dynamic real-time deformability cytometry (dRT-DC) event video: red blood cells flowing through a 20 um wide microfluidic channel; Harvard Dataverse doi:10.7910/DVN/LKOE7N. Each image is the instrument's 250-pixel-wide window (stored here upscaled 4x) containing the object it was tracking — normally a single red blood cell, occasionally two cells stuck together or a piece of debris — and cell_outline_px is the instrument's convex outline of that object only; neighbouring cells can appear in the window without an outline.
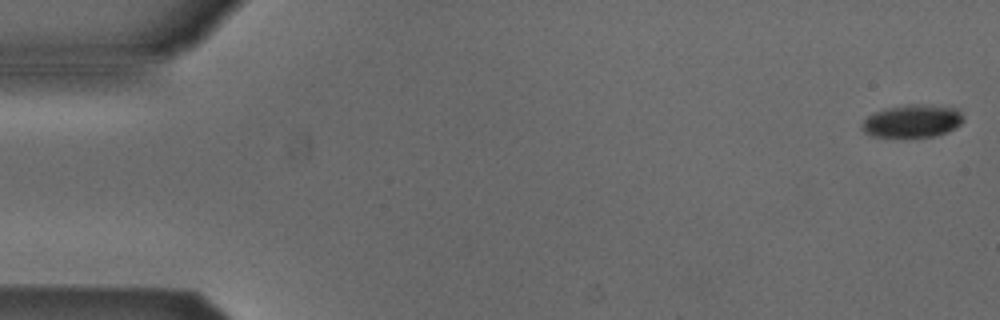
{"species": "Egyptian fruit bat (a non-hibernating species)", "species_latin": "Rousettus aegyptiacus", "temperature_condition": "cold", "stored_images_in_passage": 54, "camera_frame_rate_fps": 3000, "um_per_image_px": 0.085, "animal": {"sex": "male"}, "frame": {"image": 1, "passage_image": 2, "time_ms": 0.333, "image_size_px": [1000, 320], "cell_outline_px": [[964, 120], [960, 124], [936, 136], [872, 136], [864, 132], [864, 120], [868, 116], [884, 108], [912, 104], [920, 104], [956, 108], [964, 116]], "centroid_in_image_um": [77.57, 10.27], "position_along_channel_um": 7.4, "area_um2": 18.84}}
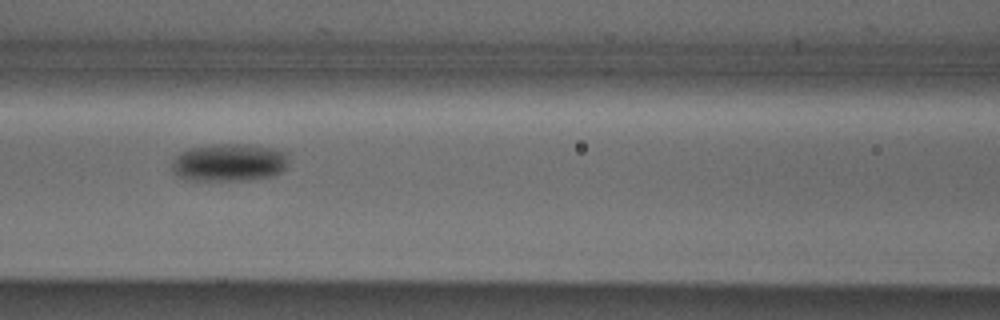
{"frame": {"image": 2, "passage_image": 24, "time_ms": 7.667, "image_size_px": [1000, 320], "cell_outline_px": [[288, 164], [280, 172], [272, 176], [248, 180], [188, 180], [176, 176], [172, 168], [172, 160], [180, 152], [188, 148], [216, 144], [244, 144], [272, 148], [288, 152]], "centroid_in_image_um": [19.47, 13.81], "position_along_channel_um": 147.1, "area_um2": 25.84}}
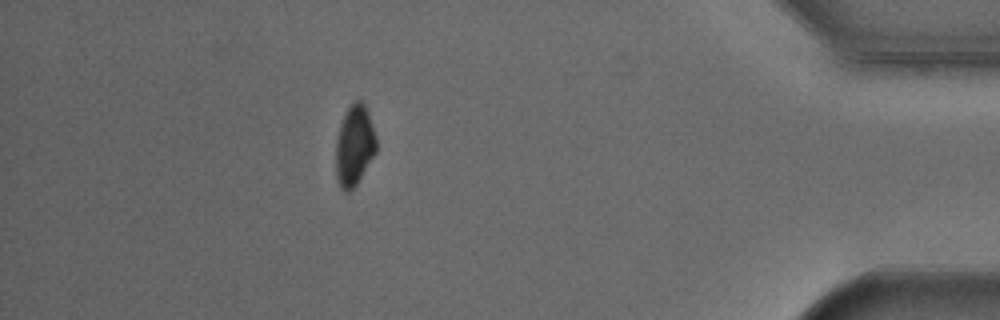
{"frame": {"image": 3, "passage_image": 48, "time_ms": 15.667, "image_size_px": [1000, 320], "cell_outline_px": [[376, 152], [356, 184], [348, 192], [344, 192], [340, 188], [336, 180], [336, 140], [340, 124], [344, 112], [352, 100], [360, 100], [364, 104], [368, 112], [376, 136]], "centroid_in_image_um": [30.1, 12.34], "position_along_channel_um": 405.1, "area_um2": 19.13}, "authors_computed_cell_mechanics": {"area_um2": 21.2993, "velocity_mm_per_s": 3.858, "shape_relaxation_time_tau1_ms": 3.8172, "shape_relaxation_time_tau2_ms": null, "deformation_change_tau1": 0.1003, "deformation_change_tau2": null}}